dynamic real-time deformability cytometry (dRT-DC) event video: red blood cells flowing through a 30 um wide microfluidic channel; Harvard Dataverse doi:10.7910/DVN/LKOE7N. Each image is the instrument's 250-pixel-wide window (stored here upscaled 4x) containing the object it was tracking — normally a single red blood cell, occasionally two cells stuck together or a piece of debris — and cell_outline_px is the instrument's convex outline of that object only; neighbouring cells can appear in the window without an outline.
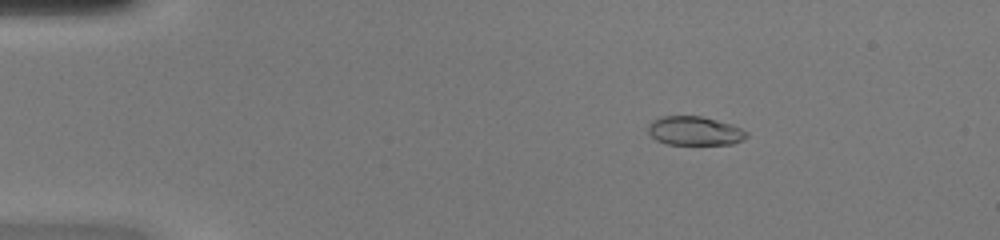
{"species": "common noctule bat (a hibernating species)", "species_latin": "Nyctalus noctula", "temperature_condition": "warm", "stored_images_in_passage": 50, "camera_frame_rate_fps": 3000, "um_per_image_px": 0.085, "animal": {"sex": "female", "body_mass_g": 20.0, "forearm_length_mm": 54.0}, "frame": {"image": 1, "passage_image": 9, "time_ms": 2.667, "image_size_px": [1000, 240], "cell_outline_px": [[748, 136], [732, 144], [668, 144], [656, 140], [648, 132], [648, 124], [652, 120], [660, 116], [700, 116], [732, 124], [748, 132]], "centroid_in_image_um": [59.02, 11.12], "position_along_channel_um": 26.0, "area_um2": 16.53}}
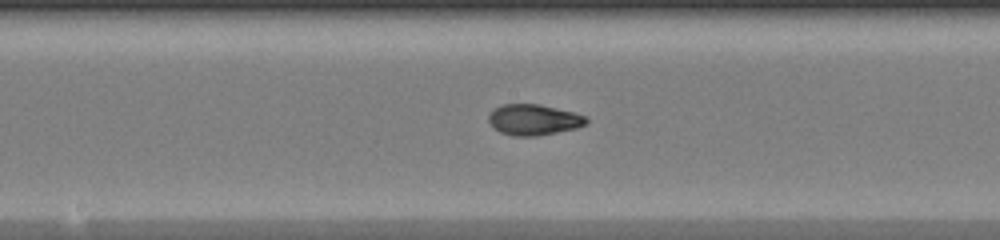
{"frame": {"image": 2, "passage_image": 27, "time_ms": 8.667, "image_size_px": [1000, 240], "cell_outline_px": [[588, 120], [584, 124], [576, 128], [536, 136], [512, 136], [500, 132], [488, 120], [488, 116], [492, 108], [500, 104], [540, 104], [572, 112], [584, 116]], "centroid_in_image_um": [45.3, 10.17], "position_along_channel_um": 202.9, "area_um2": 17.4}}
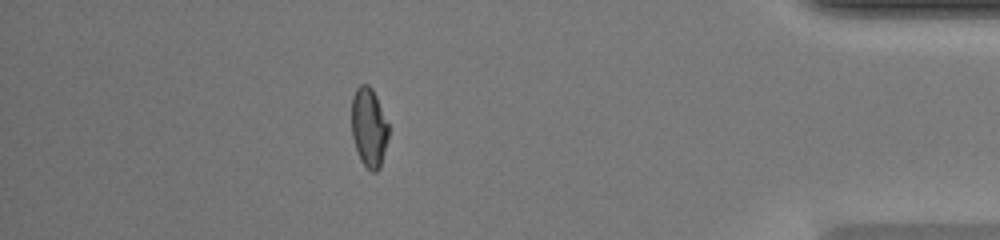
{"frame": {"image": 3, "passage_image": 44, "time_ms": 14.333, "image_size_px": [1000, 240], "cell_outline_px": [[388, 140], [380, 168], [376, 172], [372, 172], [360, 160], [352, 136], [352, 96], [356, 88], [360, 84], [368, 84], [372, 88], [376, 96], [388, 124]], "centroid_in_image_um": [31.36, 10.83], "position_along_channel_um": 403.8, "area_um2": 17.05}, "authors_computed_cell_mechanics": {"area_um2": 17.4556, "velocity_mm_per_s": 4.2828, "shape_relaxation_time_tau1_ms": null, "shape_relaxation_time_tau2_ms": 1.0852, "deformation_change_tau1": null, "deformation_change_tau2": 0.0556}}